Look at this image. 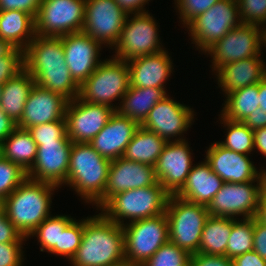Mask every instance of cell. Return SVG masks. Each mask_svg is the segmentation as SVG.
<instances>
[{
    "label": "cell",
    "mask_w": 266,
    "mask_h": 266,
    "mask_svg": "<svg viewBox=\"0 0 266 266\" xmlns=\"http://www.w3.org/2000/svg\"><path fill=\"white\" fill-rule=\"evenodd\" d=\"M125 261L123 227L100 212L84 218L83 237L72 266H112Z\"/></svg>",
    "instance_id": "6da1fadb"
},
{
    "label": "cell",
    "mask_w": 266,
    "mask_h": 266,
    "mask_svg": "<svg viewBox=\"0 0 266 266\" xmlns=\"http://www.w3.org/2000/svg\"><path fill=\"white\" fill-rule=\"evenodd\" d=\"M58 186L26 178L4 199V212L22 236L28 237L47 217Z\"/></svg>",
    "instance_id": "7a4b0ae2"
},
{
    "label": "cell",
    "mask_w": 266,
    "mask_h": 266,
    "mask_svg": "<svg viewBox=\"0 0 266 266\" xmlns=\"http://www.w3.org/2000/svg\"><path fill=\"white\" fill-rule=\"evenodd\" d=\"M110 163L89 143H72L65 185L74 189L84 203L95 205L104 196Z\"/></svg>",
    "instance_id": "3957f363"
},
{
    "label": "cell",
    "mask_w": 266,
    "mask_h": 266,
    "mask_svg": "<svg viewBox=\"0 0 266 266\" xmlns=\"http://www.w3.org/2000/svg\"><path fill=\"white\" fill-rule=\"evenodd\" d=\"M170 194L158 182L156 185L126 190L111 197L101 208V214L118 225L165 213Z\"/></svg>",
    "instance_id": "277c9868"
},
{
    "label": "cell",
    "mask_w": 266,
    "mask_h": 266,
    "mask_svg": "<svg viewBox=\"0 0 266 266\" xmlns=\"http://www.w3.org/2000/svg\"><path fill=\"white\" fill-rule=\"evenodd\" d=\"M165 213L169 241L190 255L199 253L201 234L210 216L207 206L170 195Z\"/></svg>",
    "instance_id": "5b68a950"
},
{
    "label": "cell",
    "mask_w": 266,
    "mask_h": 266,
    "mask_svg": "<svg viewBox=\"0 0 266 266\" xmlns=\"http://www.w3.org/2000/svg\"><path fill=\"white\" fill-rule=\"evenodd\" d=\"M130 86L129 67L124 60L114 57L102 60L80 86L79 97L89 103L108 105L115 110L114 100L119 101Z\"/></svg>",
    "instance_id": "8992f818"
},
{
    "label": "cell",
    "mask_w": 266,
    "mask_h": 266,
    "mask_svg": "<svg viewBox=\"0 0 266 266\" xmlns=\"http://www.w3.org/2000/svg\"><path fill=\"white\" fill-rule=\"evenodd\" d=\"M125 260L142 266L164 244L169 242L166 213L125 223Z\"/></svg>",
    "instance_id": "52a82bcc"
},
{
    "label": "cell",
    "mask_w": 266,
    "mask_h": 266,
    "mask_svg": "<svg viewBox=\"0 0 266 266\" xmlns=\"http://www.w3.org/2000/svg\"><path fill=\"white\" fill-rule=\"evenodd\" d=\"M157 26L156 19L148 12L127 15L119 39L112 48L115 50L113 57L128 62L164 50Z\"/></svg>",
    "instance_id": "ba28073f"
},
{
    "label": "cell",
    "mask_w": 266,
    "mask_h": 266,
    "mask_svg": "<svg viewBox=\"0 0 266 266\" xmlns=\"http://www.w3.org/2000/svg\"><path fill=\"white\" fill-rule=\"evenodd\" d=\"M241 23L237 0H219L185 28L192 39L191 43L195 44L197 50L205 53Z\"/></svg>",
    "instance_id": "9c48e42d"
},
{
    "label": "cell",
    "mask_w": 266,
    "mask_h": 266,
    "mask_svg": "<svg viewBox=\"0 0 266 266\" xmlns=\"http://www.w3.org/2000/svg\"><path fill=\"white\" fill-rule=\"evenodd\" d=\"M86 0H42L35 19V34L62 37L83 30Z\"/></svg>",
    "instance_id": "30bf717a"
},
{
    "label": "cell",
    "mask_w": 266,
    "mask_h": 266,
    "mask_svg": "<svg viewBox=\"0 0 266 266\" xmlns=\"http://www.w3.org/2000/svg\"><path fill=\"white\" fill-rule=\"evenodd\" d=\"M263 28L258 25L241 23L218 40L205 55L211 56L212 72L220 66L249 57L261 56Z\"/></svg>",
    "instance_id": "8fae6325"
},
{
    "label": "cell",
    "mask_w": 266,
    "mask_h": 266,
    "mask_svg": "<svg viewBox=\"0 0 266 266\" xmlns=\"http://www.w3.org/2000/svg\"><path fill=\"white\" fill-rule=\"evenodd\" d=\"M260 196L261 182L224 183L207 206L208 212L212 216L253 218L259 210Z\"/></svg>",
    "instance_id": "7c38bea8"
},
{
    "label": "cell",
    "mask_w": 266,
    "mask_h": 266,
    "mask_svg": "<svg viewBox=\"0 0 266 266\" xmlns=\"http://www.w3.org/2000/svg\"><path fill=\"white\" fill-rule=\"evenodd\" d=\"M127 14L115 0H86L83 32L110 49L117 43Z\"/></svg>",
    "instance_id": "4fadbf2b"
},
{
    "label": "cell",
    "mask_w": 266,
    "mask_h": 266,
    "mask_svg": "<svg viewBox=\"0 0 266 266\" xmlns=\"http://www.w3.org/2000/svg\"><path fill=\"white\" fill-rule=\"evenodd\" d=\"M114 112L108 105L89 103L79 96L68 101L65 110L67 136L73 143H89Z\"/></svg>",
    "instance_id": "5bb4252c"
},
{
    "label": "cell",
    "mask_w": 266,
    "mask_h": 266,
    "mask_svg": "<svg viewBox=\"0 0 266 266\" xmlns=\"http://www.w3.org/2000/svg\"><path fill=\"white\" fill-rule=\"evenodd\" d=\"M194 116L193 109L167 95L150 110L140 126L158 134L167 142L184 141L183 133L194 123Z\"/></svg>",
    "instance_id": "9a60e30c"
},
{
    "label": "cell",
    "mask_w": 266,
    "mask_h": 266,
    "mask_svg": "<svg viewBox=\"0 0 266 266\" xmlns=\"http://www.w3.org/2000/svg\"><path fill=\"white\" fill-rule=\"evenodd\" d=\"M157 183L153 166L126 160L123 157L111 160L104 196L95 206L98 210L118 193L153 186Z\"/></svg>",
    "instance_id": "2e32d148"
},
{
    "label": "cell",
    "mask_w": 266,
    "mask_h": 266,
    "mask_svg": "<svg viewBox=\"0 0 266 266\" xmlns=\"http://www.w3.org/2000/svg\"><path fill=\"white\" fill-rule=\"evenodd\" d=\"M190 149L186 140L167 142L154 167L158 182L170 195L182 188L193 167Z\"/></svg>",
    "instance_id": "e0dca14e"
},
{
    "label": "cell",
    "mask_w": 266,
    "mask_h": 266,
    "mask_svg": "<svg viewBox=\"0 0 266 266\" xmlns=\"http://www.w3.org/2000/svg\"><path fill=\"white\" fill-rule=\"evenodd\" d=\"M62 43L67 67L81 86L102 62L100 50L103 45L83 31L62 36Z\"/></svg>",
    "instance_id": "ac0fdd59"
},
{
    "label": "cell",
    "mask_w": 266,
    "mask_h": 266,
    "mask_svg": "<svg viewBox=\"0 0 266 266\" xmlns=\"http://www.w3.org/2000/svg\"><path fill=\"white\" fill-rule=\"evenodd\" d=\"M249 155L221 146L218 141L209 145L205 161L225 183L261 182L258 169Z\"/></svg>",
    "instance_id": "d6986e66"
},
{
    "label": "cell",
    "mask_w": 266,
    "mask_h": 266,
    "mask_svg": "<svg viewBox=\"0 0 266 266\" xmlns=\"http://www.w3.org/2000/svg\"><path fill=\"white\" fill-rule=\"evenodd\" d=\"M72 143L49 142L39 145L35 162L27 171V177L51 183L59 188L65 186Z\"/></svg>",
    "instance_id": "ffe728a7"
},
{
    "label": "cell",
    "mask_w": 266,
    "mask_h": 266,
    "mask_svg": "<svg viewBox=\"0 0 266 266\" xmlns=\"http://www.w3.org/2000/svg\"><path fill=\"white\" fill-rule=\"evenodd\" d=\"M67 104L68 100L64 96L35 84L17 126L27 130L30 127L61 120L65 118Z\"/></svg>",
    "instance_id": "44dd1931"
},
{
    "label": "cell",
    "mask_w": 266,
    "mask_h": 266,
    "mask_svg": "<svg viewBox=\"0 0 266 266\" xmlns=\"http://www.w3.org/2000/svg\"><path fill=\"white\" fill-rule=\"evenodd\" d=\"M140 124L133 119L119 115L116 111L103 129L89 142L101 156L114 160L123 157L126 147Z\"/></svg>",
    "instance_id": "7402d4cb"
},
{
    "label": "cell",
    "mask_w": 266,
    "mask_h": 266,
    "mask_svg": "<svg viewBox=\"0 0 266 266\" xmlns=\"http://www.w3.org/2000/svg\"><path fill=\"white\" fill-rule=\"evenodd\" d=\"M130 86L166 88L165 82L173 74V61L167 50L138 57L127 62Z\"/></svg>",
    "instance_id": "603a6c76"
},
{
    "label": "cell",
    "mask_w": 266,
    "mask_h": 266,
    "mask_svg": "<svg viewBox=\"0 0 266 266\" xmlns=\"http://www.w3.org/2000/svg\"><path fill=\"white\" fill-rule=\"evenodd\" d=\"M254 56L220 66L214 73L225 97L236 90L258 84L266 76V63Z\"/></svg>",
    "instance_id": "cb8c5ba5"
},
{
    "label": "cell",
    "mask_w": 266,
    "mask_h": 266,
    "mask_svg": "<svg viewBox=\"0 0 266 266\" xmlns=\"http://www.w3.org/2000/svg\"><path fill=\"white\" fill-rule=\"evenodd\" d=\"M203 160L193 165L185 184L175 195L189 202L208 206L225 182Z\"/></svg>",
    "instance_id": "d4e9b609"
},
{
    "label": "cell",
    "mask_w": 266,
    "mask_h": 266,
    "mask_svg": "<svg viewBox=\"0 0 266 266\" xmlns=\"http://www.w3.org/2000/svg\"><path fill=\"white\" fill-rule=\"evenodd\" d=\"M65 61L62 37L36 35L24 50L26 70L68 68Z\"/></svg>",
    "instance_id": "484cf974"
},
{
    "label": "cell",
    "mask_w": 266,
    "mask_h": 266,
    "mask_svg": "<svg viewBox=\"0 0 266 266\" xmlns=\"http://www.w3.org/2000/svg\"><path fill=\"white\" fill-rule=\"evenodd\" d=\"M168 94L165 88H141L129 86L128 91L121 98L118 108L119 115L136 120L141 124L150 110Z\"/></svg>",
    "instance_id": "4316f807"
},
{
    "label": "cell",
    "mask_w": 266,
    "mask_h": 266,
    "mask_svg": "<svg viewBox=\"0 0 266 266\" xmlns=\"http://www.w3.org/2000/svg\"><path fill=\"white\" fill-rule=\"evenodd\" d=\"M36 36L35 19L20 10L0 11V38L25 50Z\"/></svg>",
    "instance_id": "83f0119b"
},
{
    "label": "cell",
    "mask_w": 266,
    "mask_h": 266,
    "mask_svg": "<svg viewBox=\"0 0 266 266\" xmlns=\"http://www.w3.org/2000/svg\"><path fill=\"white\" fill-rule=\"evenodd\" d=\"M34 85V79L25 68L2 85L0 108L16 123L21 119Z\"/></svg>",
    "instance_id": "f1b7e54d"
},
{
    "label": "cell",
    "mask_w": 266,
    "mask_h": 266,
    "mask_svg": "<svg viewBox=\"0 0 266 266\" xmlns=\"http://www.w3.org/2000/svg\"><path fill=\"white\" fill-rule=\"evenodd\" d=\"M166 143L158 134L140 126L127 145L123 158L155 167Z\"/></svg>",
    "instance_id": "f546056e"
},
{
    "label": "cell",
    "mask_w": 266,
    "mask_h": 266,
    "mask_svg": "<svg viewBox=\"0 0 266 266\" xmlns=\"http://www.w3.org/2000/svg\"><path fill=\"white\" fill-rule=\"evenodd\" d=\"M231 231L232 217L210 215L201 234L199 253L226 256Z\"/></svg>",
    "instance_id": "4dcf8cb0"
},
{
    "label": "cell",
    "mask_w": 266,
    "mask_h": 266,
    "mask_svg": "<svg viewBox=\"0 0 266 266\" xmlns=\"http://www.w3.org/2000/svg\"><path fill=\"white\" fill-rule=\"evenodd\" d=\"M37 149L28 130L18 127L2 142L3 157L19 164L26 172L35 162Z\"/></svg>",
    "instance_id": "1f68e13d"
},
{
    "label": "cell",
    "mask_w": 266,
    "mask_h": 266,
    "mask_svg": "<svg viewBox=\"0 0 266 266\" xmlns=\"http://www.w3.org/2000/svg\"><path fill=\"white\" fill-rule=\"evenodd\" d=\"M41 88L64 96L68 101L79 96L80 86L72 78L68 68L27 70Z\"/></svg>",
    "instance_id": "d6a6232c"
},
{
    "label": "cell",
    "mask_w": 266,
    "mask_h": 266,
    "mask_svg": "<svg viewBox=\"0 0 266 266\" xmlns=\"http://www.w3.org/2000/svg\"><path fill=\"white\" fill-rule=\"evenodd\" d=\"M258 84H253L229 93L221 115L231 121L242 122L259 107Z\"/></svg>",
    "instance_id": "836d02e7"
},
{
    "label": "cell",
    "mask_w": 266,
    "mask_h": 266,
    "mask_svg": "<svg viewBox=\"0 0 266 266\" xmlns=\"http://www.w3.org/2000/svg\"><path fill=\"white\" fill-rule=\"evenodd\" d=\"M74 219L68 215H50L47 217L28 237H37L40 243V251L48 252L59 256V237L60 231Z\"/></svg>",
    "instance_id": "e575fe53"
},
{
    "label": "cell",
    "mask_w": 266,
    "mask_h": 266,
    "mask_svg": "<svg viewBox=\"0 0 266 266\" xmlns=\"http://www.w3.org/2000/svg\"><path fill=\"white\" fill-rule=\"evenodd\" d=\"M219 119L226 127V138L224 141L218 142L221 146L241 153L244 155H250L254 150V134L253 130L248 128L243 122L231 121L224 118L221 114Z\"/></svg>",
    "instance_id": "d590c367"
},
{
    "label": "cell",
    "mask_w": 266,
    "mask_h": 266,
    "mask_svg": "<svg viewBox=\"0 0 266 266\" xmlns=\"http://www.w3.org/2000/svg\"><path fill=\"white\" fill-rule=\"evenodd\" d=\"M240 220V221H239ZM254 217L232 218V231L228 239L226 257L233 259L253 250Z\"/></svg>",
    "instance_id": "8d00e7d4"
},
{
    "label": "cell",
    "mask_w": 266,
    "mask_h": 266,
    "mask_svg": "<svg viewBox=\"0 0 266 266\" xmlns=\"http://www.w3.org/2000/svg\"><path fill=\"white\" fill-rule=\"evenodd\" d=\"M190 257L187 251L169 241L142 266H189Z\"/></svg>",
    "instance_id": "74e56055"
},
{
    "label": "cell",
    "mask_w": 266,
    "mask_h": 266,
    "mask_svg": "<svg viewBox=\"0 0 266 266\" xmlns=\"http://www.w3.org/2000/svg\"><path fill=\"white\" fill-rule=\"evenodd\" d=\"M27 130L37 146L49 142H72L67 136L65 118L30 127Z\"/></svg>",
    "instance_id": "f35d334b"
},
{
    "label": "cell",
    "mask_w": 266,
    "mask_h": 266,
    "mask_svg": "<svg viewBox=\"0 0 266 266\" xmlns=\"http://www.w3.org/2000/svg\"><path fill=\"white\" fill-rule=\"evenodd\" d=\"M27 172L16 163L0 158V198L9 196L25 179Z\"/></svg>",
    "instance_id": "ab89813d"
},
{
    "label": "cell",
    "mask_w": 266,
    "mask_h": 266,
    "mask_svg": "<svg viewBox=\"0 0 266 266\" xmlns=\"http://www.w3.org/2000/svg\"><path fill=\"white\" fill-rule=\"evenodd\" d=\"M84 230V219L73 220L63 231H60L59 237V255L66 257L68 261L75 255L81 244Z\"/></svg>",
    "instance_id": "60d3db41"
},
{
    "label": "cell",
    "mask_w": 266,
    "mask_h": 266,
    "mask_svg": "<svg viewBox=\"0 0 266 266\" xmlns=\"http://www.w3.org/2000/svg\"><path fill=\"white\" fill-rule=\"evenodd\" d=\"M242 23L266 27V0H237Z\"/></svg>",
    "instance_id": "b9f144b4"
},
{
    "label": "cell",
    "mask_w": 266,
    "mask_h": 266,
    "mask_svg": "<svg viewBox=\"0 0 266 266\" xmlns=\"http://www.w3.org/2000/svg\"><path fill=\"white\" fill-rule=\"evenodd\" d=\"M180 22L186 27L194 18L207 11L219 0H174Z\"/></svg>",
    "instance_id": "7bdbcfd3"
},
{
    "label": "cell",
    "mask_w": 266,
    "mask_h": 266,
    "mask_svg": "<svg viewBox=\"0 0 266 266\" xmlns=\"http://www.w3.org/2000/svg\"><path fill=\"white\" fill-rule=\"evenodd\" d=\"M24 69V51L14 48L7 56L0 58V85Z\"/></svg>",
    "instance_id": "ee69618b"
},
{
    "label": "cell",
    "mask_w": 266,
    "mask_h": 266,
    "mask_svg": "<svg viewBox=\"0 0 266 266\" xmlns=\"http://www.w3.org/2000/svg\"><path fill=\"white\" fill-rule=\"evenodd\" d=\"M23 243H0V266H22Z\"/></svg>",
    "instance_id": "f6af8a7d"
},
{
    "label": "cell",
    "mask_w": 266,
    "mask_h": 266,
    "mask_svg": "<svg viewBox=\"0 0 266 266\" xmlns=\"http://www.w3.org/2000/svg\"><path fill=\"white\" fill-rule=\"evenodd\" d=\"M41 3L42 0H0V11L20 10L35 18Z\"/></svg>",
    "instance_id": "bcb514c9"
},
{
    "label": "cell",
    "mask_w": 266,
    "mask_h": 266,
    "mask_svg": "<svg viewBox=\"0 0 266 266\" xmlns=\"http://www.w3.org/2000/svg\"><path fill=\"white\" fill-rule=\"evenodd\" d=\"M26 240L27 237L21 235L3 212L0 215V243H24Z\"/></svg>",
    "instance_id": "7dc6e473"
},
{
    "label": "cell",
    "mask_w": 266,
    "mask_h": 266,
    "mask_svg": "<svg viewBox=\"0 0 266 266\" xmlns=\"http://www.w3.org/2000/svg\"><path fill=\"white\" fill-rule=\"evenodd\" d=\"M189 266H233L232 259L226 256L193 254L190 257Z\"/></svg>",
    "instance_id": "c3c4849f"
},
{
    "label": "cell",
    "mask_w": 266,
    "mask_h": 266,
    "mask_svg": "<svg viewBox=\"0 0 266 266\" xmlns=\"http://www.w3.org/2000/svg\"><path fill=\"white\" fill-rule=\"evenodd\" d=\"M253 250L266 260V225L254 217Z\"/></svg>",
    "instance_id": "681fc988"
},
{
    "label": "cell",
    "mask_w": 266,
    "mask_h": 266,
    "mask_svg": "<svg viewBox=\"0 0 266 266\" xmlns=\"http://www.w3.org/2000/svg\"><path fill=\"white\" fill-rule=\"evenodd\" d=\"M233 266H266V260L254 250L236 256L232 259Z\"/></svg>",
    "instance_id": "f907efd6"
},
{
    "label": "cell",
    "mask_w": 266,
    "mask_h": 266,
    "mask_svg": "<svg viewBox=\"0 0 266 266\" xmlns=\"http://www.w3.org/2000/svg\"><path fill=\"white\" fill-rule=\"evenodd\" d=\"M150 0H115V2L125 11L127 15L148 12L145 10V5Z\"/></svg>",
    "instance_id": "816d5d0a"
},
{
    "label": "cell",
    "mask_w": 266,
    "mask_h": 266,
    "mask_svg": "<svg viewBox=\"0 0 266 266\" xmlns=\"http://www.w3.org/2000/svg\"><path fill=\"white\" fill-rule=\"evenodd\" d=\"M242 122L253 131L258 128L266 127V111L258 107Z\"/></svg>",
    "instance_id": "f5cc1de1"
},
{
    "label": "cell",
    "mask_w": 266,
    "mask_h": 266,
    "mask_svg": "<svg viewBox=\"0 0 266 266\" xmlns=\"http://www.w3.org/2000/svg\"><path fill=\"white\" fill-rule=\"evenodd\" d=\"M17 127V123L0 108V142H3Z\"/></svg>",
    "instance_id": "db71d44e"
},
{
    "label": "cell",
    "mask_w": 266,
    "mask_h": 266,
    "mask_svg": "<svg viewBox=\"0 0 266 266\" xmlns=\"http://www.w3.org/2000/svg\"><path fill=\"white\" fill-rule=\"evenodd\" d=\"M254 150H258L264 158L266 157V127L258 128L253 131Z\"/></svg>",
    "instance_id": "11a10c76"
},
{
    "label": "cell",
    "mask_w": 266,
    "mask_h": 266,
    "mask_svg": "<svg viewBox=\"0 0 266 266\" xmlns=\"http://www.w3.org/2000/svg\"><path fill=\"white\" fill-rule=\"evenodd\" d=\"M259 107L266 111V76L258 83Z\"/></svg>",
    "instance_id": "9f6ffc18"
},
{
    "label": "cell",
    "mask_w": 266,
    "mask_h": 266,
    "mask_svg": "<svg viewBox=\"0 0 266 266\" xmlns=\"http://www.w3.org/2000/svg\"><path fill=\"white\" fill-rule=\"evenodd\" d=\"M256 218L266 225V194L261 193L259 199V210Z\"/></svg>",
    "instance_id": "6f0895ef"
},
{
    "label": "cell",
    "mask_w": 266,
    "mask_h": 266,
    "mask_svg": "<svg viewBox=\"0 0 266 266\" xmlns=\"http://www.w3.org/2000/svg\"><path fill=\"white\" fill-rule=\"evenodd\" d=\"M14 48L8 41L0 38V58L7 56Z\"/></svg>",
    "instance_id": "680465c9"
},
{
    "label": "cell",
    "mask_w": 266,
    "mask_h": 266,
    "mask_svg": "<svg viewBox=\"0 0 266 266\" xmlns=\"http://www.w3.org/2000/svg\"><path fill=\"white\" fill-rule=\"evenodd\" d=\"M261 193L266 194V169H260Z\"/></svg>",
    "instance_id": "91938a15"
},
{
    "label": "cell",
    "mask_w": 266,
    "mask_h": 266,
    "mask_svg": "<svg viewBox=\"0 0 266 266\" xmlns=\"http://www.w3.org/2000/svg\"><path fill=\"white\" fill-rule=\"evenodd\" d=\"M112 266H140V265L134 264V263H131V262L125 260L121 263H118V264L112 265Z\"/></svg>",
    "instance_id": "94428289"
},
{
    "label": "cell",
    "mask_w": 266,
    "mask_h": 266,
    "mask_svg": "<svg viewBox=\"0 0 266 266\" xmlns=\"http://www.w3.org/2000/svg\"><path fill=\"white\" fill-rule=\"evenodd\" d=\"M4 212V200L0 198V215Z\"/></svg>",
    "instance_id": "6125c7cd"
},
{
    "label": "cell",
    "mask_w": 266,
    "mask_h": 266,
    "mask_svg": "<svg viewBox=\"0 0 266 266\" xmlns=\"http://www.w3.org/2000/svg\"><path fill=\"white\" fill-rule=\"evenodd\" d=\"M263 46L266 47V27L263 28Z\"/></svg>",
    "instance_id": "be15d7a7"
},
{
    "label": "cell",
    "mask_w": 266,
    "mask_h": 266,
    "mask_svg": "<svg viewBox=\"0 0 266 266\" xmlns=\"http://www.w3.org/2000/svg\"><path fill=\"white\" fill-rule=\"evenodd\" d=\"M2 142H0V158L3 156V153H2Z\"/></svg>",
    "instance_id": "e7e4bbea"
},
{
    "label": "cell",
    "mask_w": 266,
    "mask_h": 266,
    "mask_svg": "<svg viewBox=\"0 0 266 266\" xmlns=\"http://www.w3.org/2000/svg\"><path fill=\"white\" fill-rule=\"evenodd\" d=\"M1 94H2V85H0V98H1Z\"/></svg>",
    "instance_id": "03108f58"
}]
</instances>
